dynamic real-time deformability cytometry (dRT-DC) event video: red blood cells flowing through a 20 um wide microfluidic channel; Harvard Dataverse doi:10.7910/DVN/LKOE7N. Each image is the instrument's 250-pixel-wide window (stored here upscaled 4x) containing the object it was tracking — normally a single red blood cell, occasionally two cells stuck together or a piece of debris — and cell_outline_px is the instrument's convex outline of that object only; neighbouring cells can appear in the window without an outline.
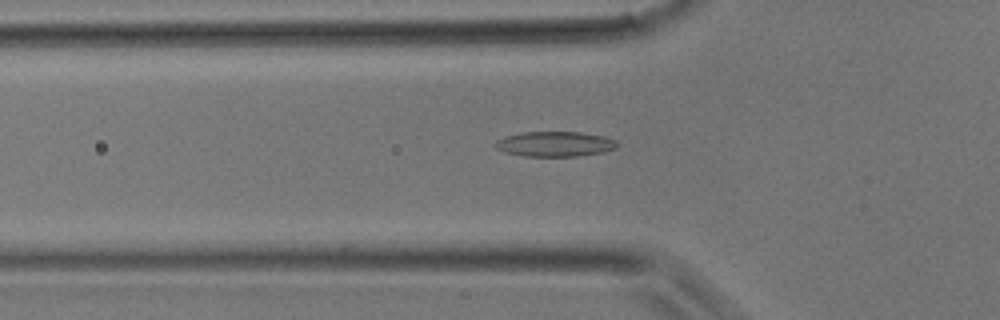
{"species": "common noctule bat (a hibernating species)", "species_latin": "Nyctalus noctula", "temperature_condition": "room temperature", "stored_images_in_passage": 28, "camera_frame_rate_fps": 3000, "um_per_image_px": 0.085, "animal": {"sex": "male", "body_mass_g": 17.9}, "frame": {"image": 1, "passage_image": 4, "time_ms": 1.0, "image_size_px": [1000, 320], "cell_outline_px": [[616, 148], [604, 152], [576, 156], [524, 156], [504, 152], [496, 148], [492, 144], [496, 140], [504, 136], [524, 132], [580, 132], [604, 136], [616, 140]], "centroid_in_image_um": [47.13, 12.24], "position_along_channel_um": 78.7, "area_um2": 17.86}}
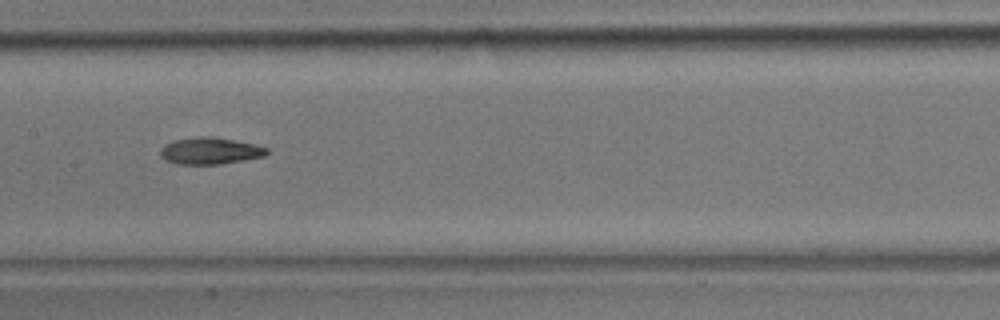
{"frame": {"image": 2, "passage_image": 10, "time_ms": 3.0, "image_size_px": [1000, 320], "cell_outline_px": [[268, 152], [264, 156], [244, 160], [220, 164], [176, 164], [164, 160], [160, 156], [160, 148], [164, 144], [172, 140], [200, 136], [212, 136], [256, 144], [268, 148]], "centroid_in_image_um": [17.82, 12.82], "position_along_channel_um": 189.6, "area_um2": 16.82}}
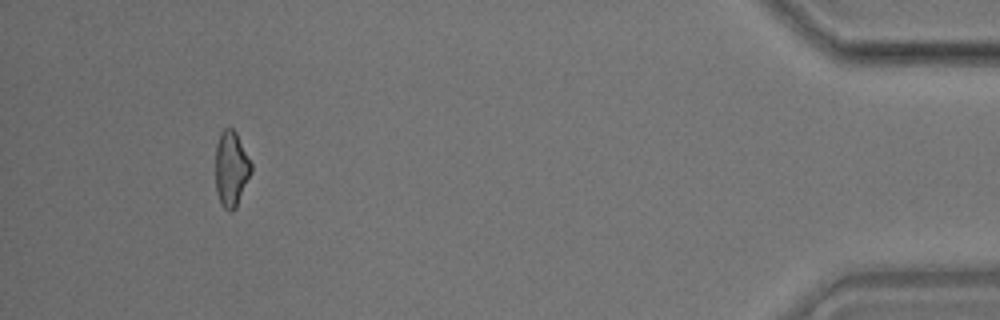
{"frame": {"image": 3, "passage_image": 26, "time_ms": 8.333, "image_size_px": [1000, 320], "cell_outline_px": [[252, 172], [236, 208], [232, 212], [228, 212], [220, 204], [216, 192], [216, 144], [220, 132], [224, 128], [232, 128], [236, 132], [252, 164]], "centroid_in_image_um": [19.65, 14.38], "position_along_channel_um": 415.5, "area_um2": 15.9}}